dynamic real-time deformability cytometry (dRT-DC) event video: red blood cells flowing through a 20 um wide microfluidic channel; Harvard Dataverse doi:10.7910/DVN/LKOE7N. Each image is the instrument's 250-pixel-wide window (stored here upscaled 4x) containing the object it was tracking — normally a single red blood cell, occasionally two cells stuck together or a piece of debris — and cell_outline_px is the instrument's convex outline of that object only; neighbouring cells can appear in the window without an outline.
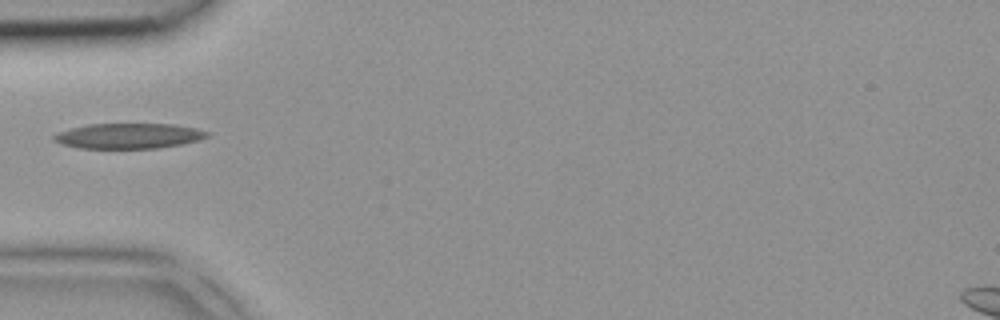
{"species": "common noctule bat (a hibernating species)", "species_latin": "Nyctalus noctula", "temperature_condition": "room temperature", "stored_images_in_passage": 1, "camera_frame_rate_fps": 3000, "um_per_image_px": 0.085, "animal": {"sex": "female", "body_mass_g": 18.4}, "frame": {"image": 1, "passage_image": 1, "time_ms": 0.0, "image_size_px": [1000, 320], "cell_outline_px": [[212, 132], [208, 136], [200, 140], [184, 144], [156, 148], [80, 148], [60, 144], [52, 140], [52, 136], [60, 132], [72, 128], [88, 124], [172, 124], [196, 128]], "centroid_in_image_um": [10.97, 11.55], "position_along_channel_um": 74.0, "area_um2": 22.66}}